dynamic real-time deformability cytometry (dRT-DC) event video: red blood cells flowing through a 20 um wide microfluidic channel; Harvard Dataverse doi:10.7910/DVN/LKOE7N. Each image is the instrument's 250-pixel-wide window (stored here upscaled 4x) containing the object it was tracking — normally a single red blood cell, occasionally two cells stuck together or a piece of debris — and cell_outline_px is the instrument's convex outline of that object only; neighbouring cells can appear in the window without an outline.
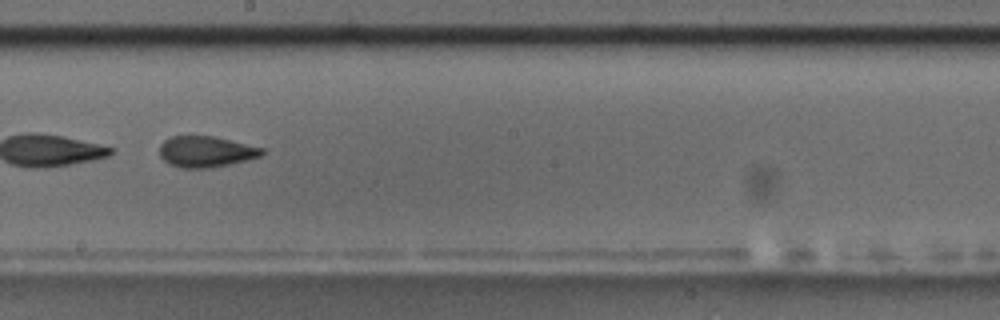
{"species": "common noctule bat (a hibernating species)", "species_latin": "Nyctalus noctula", "temperature_condition": "room temperature", "stored_images_in_passage": 15, "segment_of_instrument_passage": [2, 2], "camera_frame_rate_fps": 3000, "um_per_image_px": 0.085, "animal": {"sex": "male", "body_mass_g": 17.5, "forearm_length_mm": 52.3}, "frame": {"image": 1, "passage_image": 9, "time_ms": 10.0, "image_size_px": [1000, 320], "cell_outline_px": [[264, 152], [260, 156], [228, 164], [208, 168], [180, 168], [168, 164], [160, 156], [160, 144], [164, 140], [172, 136], [212, 136], [264, 148]], "centroid_in_image_um": [17.45, 12.89], "position_along_channel_um": 230.7, "area_um2": 18.32}}